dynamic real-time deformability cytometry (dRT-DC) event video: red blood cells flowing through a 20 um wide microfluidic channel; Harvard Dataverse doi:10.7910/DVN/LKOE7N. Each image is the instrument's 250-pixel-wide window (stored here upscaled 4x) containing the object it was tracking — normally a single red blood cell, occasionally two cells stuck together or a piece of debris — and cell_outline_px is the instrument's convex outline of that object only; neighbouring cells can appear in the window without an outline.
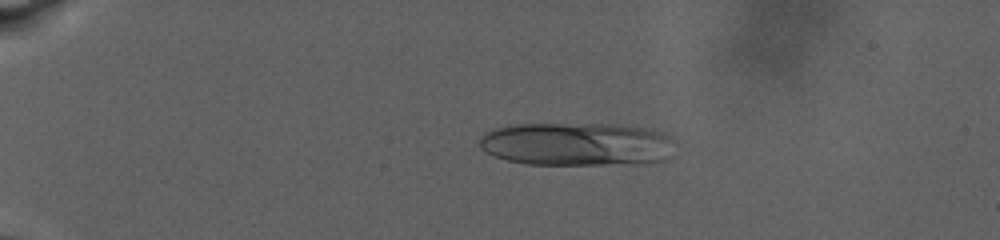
{"species": "human", "species_latin": "Homo sapiens", "temperature_condition": "warm", "stored_images_in_passage": 64, "camera_frame_rate_fps": 3000, "um_per_image_px": 0.085, "donor": {"sex": "male"}, "frame": {"image": 1, "passage_image": 6, "time_ms": 2.333, "image_size_px": [1000, 240], "cell_outline_px": [[676, 140], [664, 160], [644, 164], [528, 164], [508, 160], [484, 152], [480, 148], [480, 136], [484, 132], [492, 128], [508, 124], [612, 124], [648, 128], [660, 132]], "centroid_in_image_um": [48.99, 12.24], "position_along_channel_um": 36.0, "area_um2": 49.77}}
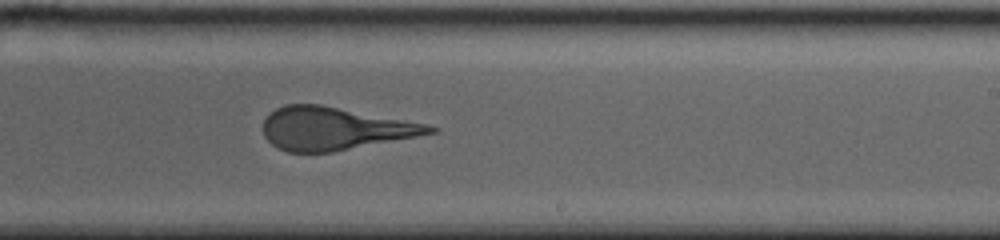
{"frame": {"image": 2, "passage_image": 34, "time_ms": 14.667, "image_size_px": [1000, 240], "cell_outline_px": [[440, 132], [332, 152], [288, 152], [276, 148], [264, 136], [264, 120], [276, 108], [284, 104], [320, 104], [424, 124], [440, 128]], "centroid_in_image_um": [28.42, 10.94], "position_along_channel_um": 260.6, "area_um2": 41.15}}
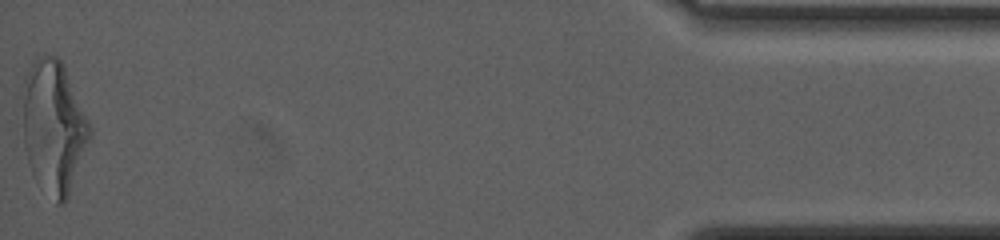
{"frame": {"image": 3, "passage_image": 64, "time_ms": 24.667, "image_size_px": [1000, 240], "cell_outline_px": [[92, 136], [68, 196], [64, 204], [56, 204], [32, 172], [28, 164], [24, 144], [24, 76], [36, 56], [44, 52], [56, 56], [64, 64], [92, 128]], "centroid_in_image_um": [4.58, 10.73], "position_along_channel_um": 430.6, "area_um2": 51.85}}